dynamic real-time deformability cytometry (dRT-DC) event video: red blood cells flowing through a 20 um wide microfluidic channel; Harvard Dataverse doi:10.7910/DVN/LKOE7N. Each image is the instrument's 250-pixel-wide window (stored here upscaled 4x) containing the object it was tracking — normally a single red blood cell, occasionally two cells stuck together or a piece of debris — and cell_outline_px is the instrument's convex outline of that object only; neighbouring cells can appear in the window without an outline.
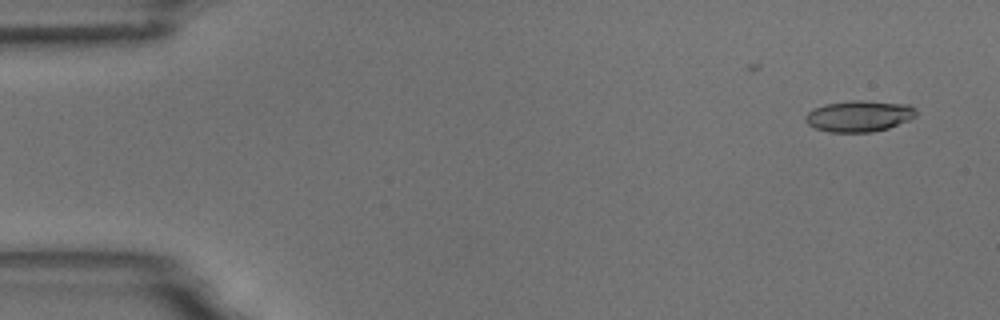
{"species": "common noctule bat (a hibernating species)", "species_latin": "Nyctalus noctula", "temperature_condition": "room temperature", "stored_images_in_passage": 2, "camera_frame_rate_fps": 3000, "um_per_image_px": 0.085, "animal": {"sex": "male", "body_mass_g": 18.8}, "frame": {"image": 1, "passage_image": 2, "time_ms": 1.333, "image_size_px": [1000, 320], "cell_outline_px": [[916, 116], [908, 120], [888, 128], [872, 132], [828, 132], [816, 128], [808, 124], [804, 120], [804, 116], [812, 108], [824, 104], [852, 100], [864, 100], [908, 104], [916, 108]], "centroid_in_image_um": [73.0, 9.86], "position_along_channel_um": 12.0, "area_um2": 20.29}}